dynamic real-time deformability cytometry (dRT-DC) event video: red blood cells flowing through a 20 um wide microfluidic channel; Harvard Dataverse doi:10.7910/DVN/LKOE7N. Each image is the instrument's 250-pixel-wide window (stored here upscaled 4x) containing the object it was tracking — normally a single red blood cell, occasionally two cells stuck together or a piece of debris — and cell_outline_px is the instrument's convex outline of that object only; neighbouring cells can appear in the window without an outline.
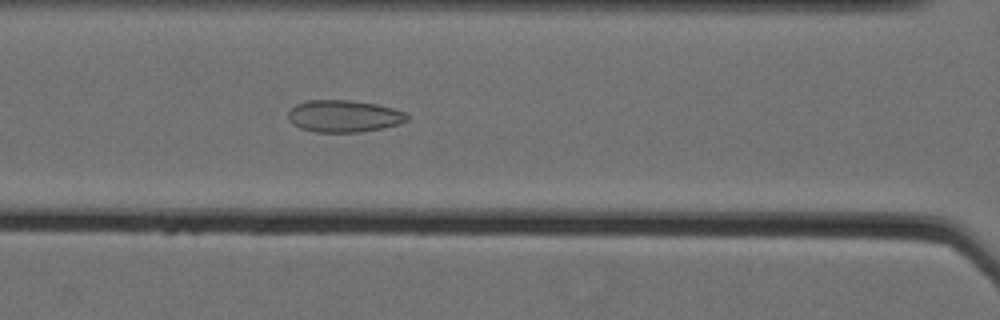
{"species": "Egyptian fruit bat (a non-hibernating species)", "species_latin": "Rousettus aegyptiacus", "temperature_condition": "cold", "stored_images_in_passage": 61, "camera_frame_rate_fps": 3000, "um_per_image_px": 0.085, "animal": {"sex": "female"}, "frame": {"image": 1, "passage_image": 31, "time_ms": 10.0, "image_size_px": [1000, 320], "cell_outline_px": [[408, 120], [384, 128], [360, 132], [316, 132], [300, 128], [292, 124], [288, 120], [288, 112], [296, 104], [308, 100], [352, 100], [376, 104], [392, 108], [404, 112], [408, 116]], "centroid_in_image_um": [29.2, 9.87], "position_along_channel_um": 137.4, "area_um2": 22.2}}
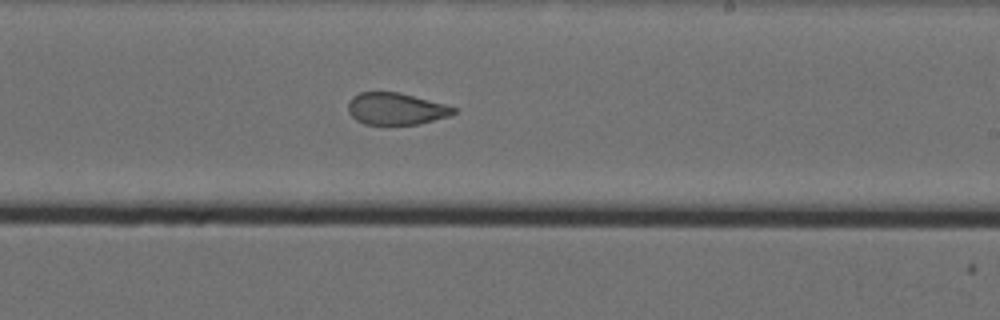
{"frame": {"image": 2, "passage_image": 41, "time_ms": 13.333, "image_size_px": [1000, 320], "cell_outline_px": [[456, 112], [448, 116], [420, 124], [364, 124], [356, 120], [348, 112], [348, 100], [352, 96], [360, 92], [400, 92], [444, 104], [456, 108]], "centroid_in_image_um": [33.62, 9.24], "position_along_channel_um": 255.4, "area_um2": 19.59}}
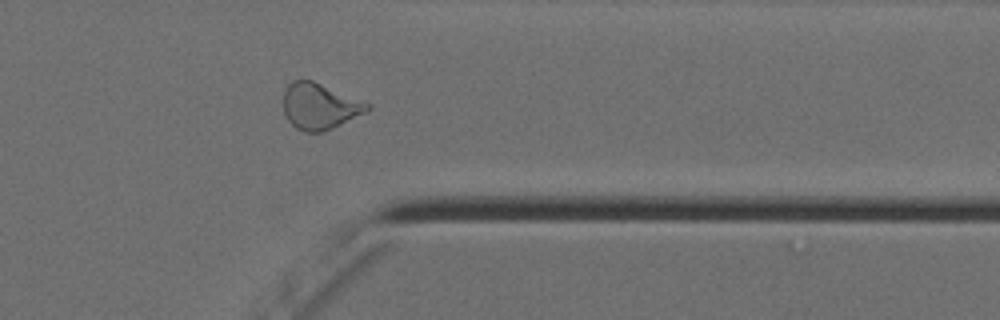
{"frame": {"image": 3, "passage_image": 52, "time_ms": 17.0, "image_size_px": [1000, 320], "cell_outline_px": [[372, 108], [324, 132], [304, 132], [296, 128], [288, 120], [284, 112], [284, 92], [288, 84], [292, 80], [312, 80], [372, 104]], "centroid_in_image_um": [27.16, 9.03], "position_along_channel_um": 384.2, "area_um2": 22.37}, "authors_computed_cell_mechanics": {"area_um2": 24.9118, "velocity_mm_per_s": 3.5513, "shape_relaxation_time_tau1_ms": null, "shape_relaxation_time_tau2_ms": 1.9235, "deformation_change_tau1": null, "deformation_change_tau2": 0.0817}}